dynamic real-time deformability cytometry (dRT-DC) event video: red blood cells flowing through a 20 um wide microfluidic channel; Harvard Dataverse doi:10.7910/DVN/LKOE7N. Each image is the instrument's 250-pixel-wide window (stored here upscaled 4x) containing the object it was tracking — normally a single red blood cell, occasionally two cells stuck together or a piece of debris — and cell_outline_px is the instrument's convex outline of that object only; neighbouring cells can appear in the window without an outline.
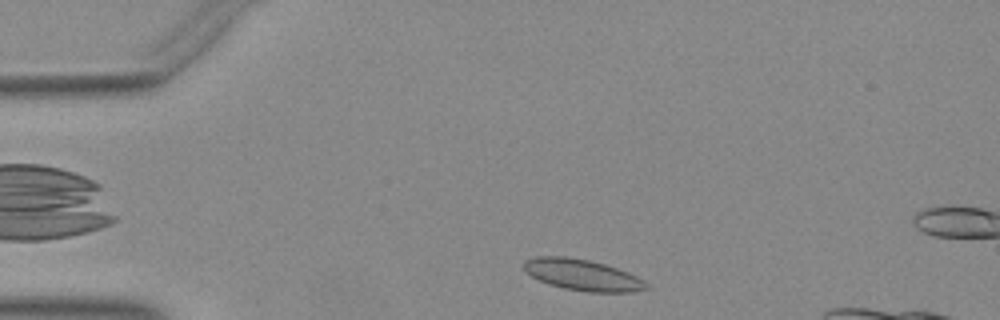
{"species": "Egyptian fruit bat (a non-hibernating species)", "species_latin": "Rousettus aegyptiacus", "temperature_condition": "warm", "stored_images_in_passage": 36, "camera_frame_rate_fps": 3000, "um_per_image_px": 0.085, "animal": {"sex": "female"}, "frame": {"image": 1, "passage_image": 3, "time_ms": 0.667, "image_size_px": [1000, 320], "cell_outline_px": [[648, 288], [632, 292], [588, 292], [564, 288], [548, 284], [532, 276], [524, 268], [524, 260], [536, 256], [564, 256], [588, 260], [604, 264], [628, 272], [644, 280], [648, 284]], "centroid_in_image_um": [49.51, 23.37], "position_along_channel_um": 35.5, "area_um2": 22.08}}
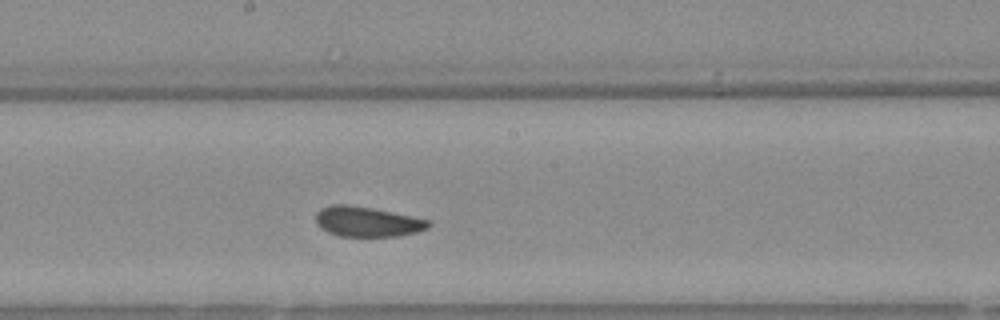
{"frame": {"image": 2, "passage_image": 20, "time_ms": 6.333, "image_size_px": [1000, 320], "cell_outline_px": [[432, 224], [428, 228], [416, 232], [396, 236], [340, 236], [328, 232], [316, 220], [316, 212], [320, 208], [332, 204], [348, 204], [372, 208], [428, 220]], "centroid_in_image_um": [31.21, 18.83], "position_along_channel_um": 217.0, "area_um2": 19.42}}
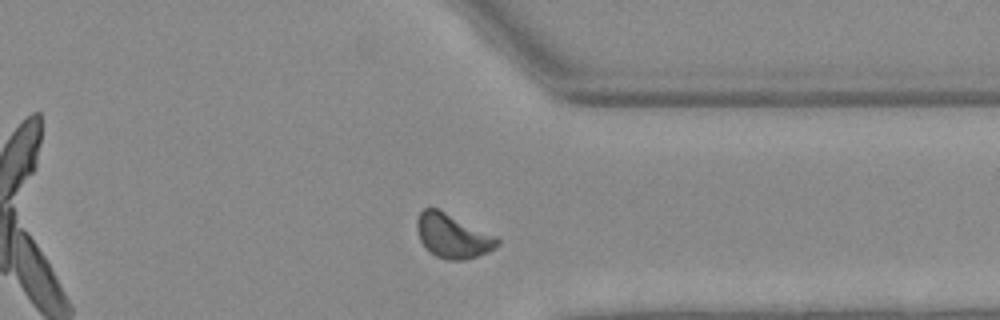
{"frame": {"image": 3, "passage_image": 32, "time_ms": 10.333, "image_size_px": [1000, 320], "cell_outline_px": [[500, 244], [496, 248], [488, 252], [464, 260], [448, 260], [436, 256], [420, 240], [416, 228], [416, 224], [420, 212], [424, 208], [436, 208], [496, 236], [500, 240]], "centroid_in_image_um": [38.49, 20.06], "position_along_channel_um": 372.9, "area_um2": 20.29}}